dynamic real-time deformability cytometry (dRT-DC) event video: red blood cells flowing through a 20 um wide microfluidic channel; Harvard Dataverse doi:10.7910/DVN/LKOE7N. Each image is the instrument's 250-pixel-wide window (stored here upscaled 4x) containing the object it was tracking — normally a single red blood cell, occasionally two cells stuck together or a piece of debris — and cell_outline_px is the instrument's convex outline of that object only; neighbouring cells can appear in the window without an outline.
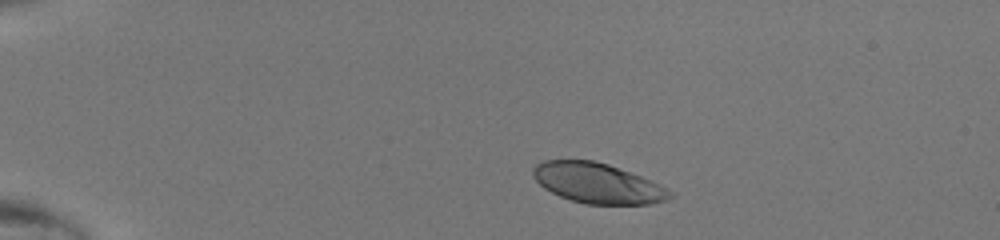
{"species": "human", "species_latin": "Homo sapiens", "temperature_condition": "room temperature", "stored_images_in_passage": 38, "camera_frame_rate_fps": 3000, "um_per_image_px": 0.085, "donor": {"sex": "male"}, "frame": {"image": 1, "passage_image": 1, "time_ms": 0.0, "image_size_px": [1000, 240], "cell_outline_px": [[672, 196], [668, 200], [648, 204], [584, 204], [560, 196], [544, 188], [532, 176], [532, 168], [536, 164], [544, 160], [592, 160], [608, 164], [640, 176], [668, 188], [672, 192]], "centroid_in_image_um": [50.78, 15.57], "position_along_channel_um": 34.2, "area_um2": 31.91}}
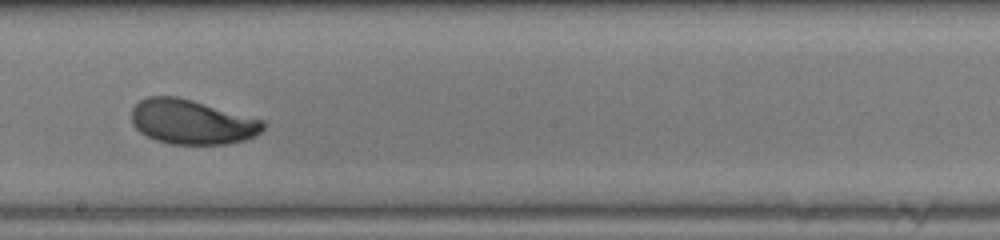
{"frame": {"image": 2, "passage_image": 20, "time_ms": 6.333, "image_size_px": [1000, 240], "cell_outline_px": [[268, 124], [260, 132], [244, 140], [228, 144], [172, 144], [156, 140], [140, 132], [132, 124], [132, 108], [140, 100], [148, 96], [176, 96], [192, 100], [268, 120]], "centroid_in_image_um": [16.36, 10.35], "position_along_channel_um": 231.8, "area_um2": 34.51}}
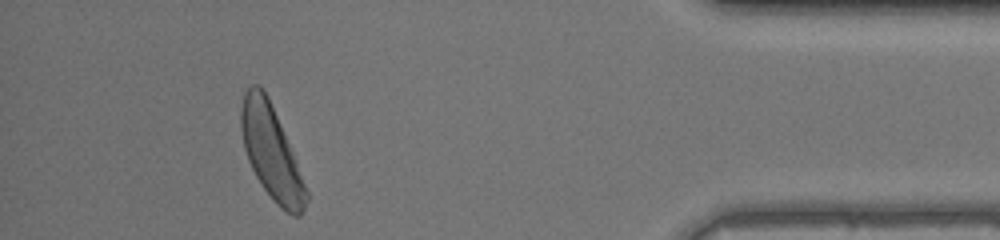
{"frame": {"image": 3, "passage_image": 35, "time_ms": 11.333, "image_size_px": [1000, 240], "cell_outline_px": [[308, 200], [300, 216], [292, 216], [280, 208], [276, 204], [264, 188], [256, 176], [248, 160], [244, 148], [240, 128], [240, 108], [244, 92], [252, 84], [260, 84], [268, 96], [292, 152], [308, 192]], "centroid_in_image_um": [23.03, 12.94], "position_along_channel_um": 412.2, "area_um2": 35.08}}